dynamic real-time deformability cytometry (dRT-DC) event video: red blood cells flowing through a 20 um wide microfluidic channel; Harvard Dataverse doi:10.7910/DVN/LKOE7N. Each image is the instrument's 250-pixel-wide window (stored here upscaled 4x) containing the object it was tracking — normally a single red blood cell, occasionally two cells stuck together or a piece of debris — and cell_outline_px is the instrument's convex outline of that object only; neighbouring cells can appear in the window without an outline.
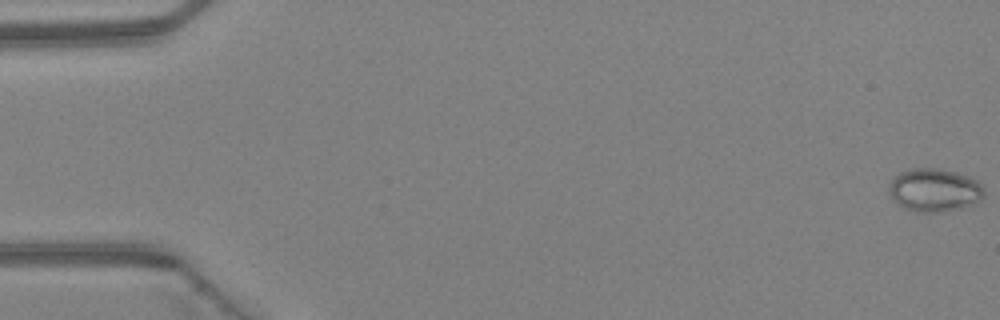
{"species": "Egyptian fruit bat (a non-hibernating species)", "species_latin": "Rousettus aegyptiacus", "temperature_condition": "warm", "stored_images_in_passage": 4, "camera_frame_rate_fps": 3000, "um_per_image_px": 0.085, "animal": {"sex": "female"}, "frame": {"image": 1, "passage_image": 1, "time_ms": 0.0, "image_size_px": [1000, 320], "cell_outline_px": [[984, 196], [980, 200], [960, 208], [932, 212], [924, 212], [908, 208], [900, 204], [892, 196], [888, 188], [892, 180], [900, 172], [916, 168], [936, 168], [956, 172], [968, 176], [976, 180], [984, 188]], "centroid_in_image_um": [79.46, 16.13], "position_along_channel_um": 5.5, "area_um2": 23.24}}